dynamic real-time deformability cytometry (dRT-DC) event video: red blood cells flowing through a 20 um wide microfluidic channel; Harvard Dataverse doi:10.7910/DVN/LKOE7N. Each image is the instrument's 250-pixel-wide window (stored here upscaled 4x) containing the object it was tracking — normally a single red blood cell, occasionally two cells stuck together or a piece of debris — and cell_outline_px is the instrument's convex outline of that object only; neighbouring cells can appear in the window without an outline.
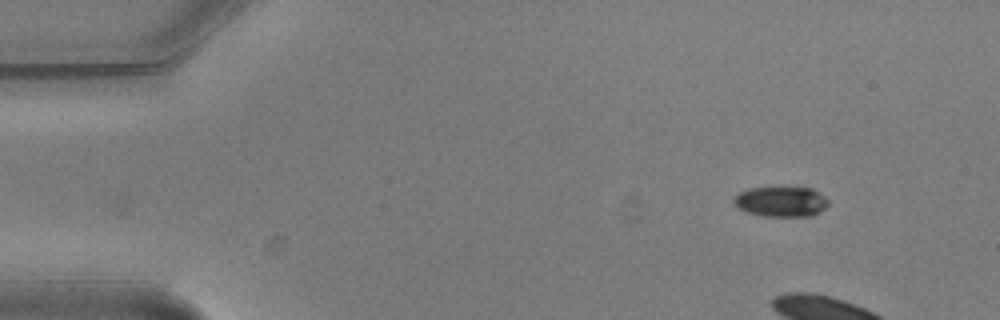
{"species": "common noctule bat (a hibernating species)", "species_latin": "Nyctalus noctula", "temperature_condition": "warm", "stored_images_in_passage": 3, "camera_frame_rate_fps": 3000, "um_per_image_px": 0.085, "animal": {"sex": "male", "body_mass_g": 20.5, "forearm_length_mm": 52.5}, "frame": {"image": 1, "passage_image": 3, "time_ms": 0.667, "image_size_px": [1000, 320], "cell_outline_px": [[828, 204], [820, 212], [812, 216], [764, 216], [748, 212], [740, 208], [732, 200], [740, 192], [748, 188], [812, 188], [824, 196], [828, 200]], "centroid_in_image_um": [66.42, 17.14], "position_along_channel_um": 18.6, "area_um2": 16.36}}